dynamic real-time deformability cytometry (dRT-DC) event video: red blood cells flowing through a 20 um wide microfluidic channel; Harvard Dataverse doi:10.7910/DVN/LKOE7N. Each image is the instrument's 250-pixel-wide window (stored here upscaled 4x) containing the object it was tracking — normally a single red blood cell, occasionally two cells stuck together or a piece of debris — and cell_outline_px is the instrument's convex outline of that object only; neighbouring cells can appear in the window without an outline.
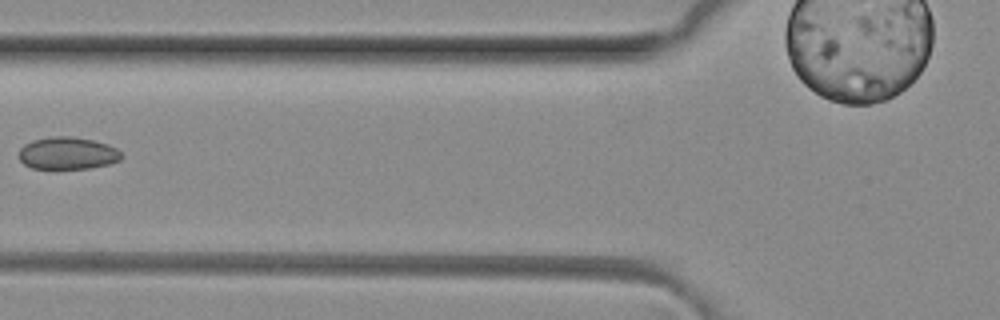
{"species": "common noctule bat (a hibernating species)", "species_latin": "Nyctalus noctula", "temperature_condition": "room temperature", "stored_images_in_passage": 5, "camera_frame_rate_fps": 3000, "um_per_image_px": 0.085, "animal": {"sex": "female", "body_mass_g": 29.2, "forearm_length_mm": 56.3}, "frame": {"image": 1, "passage_image": 4, "time_ms": 1.0, "image_size_px": [1000, 320], "cell_outline_px": [[124, 156], [120, 160], [108, 164], [88, 168], [32, 168], [24, 164], [16, 156], [20, 148], [24, 144], [32, 140], [52, 136], [72, 136], [92, 140], [108, 144], [116, 148]], "centroid_in_image_um": [5.71, 13.01], "position_along_channel_um": 120.1, "area_um2": 19.42}}
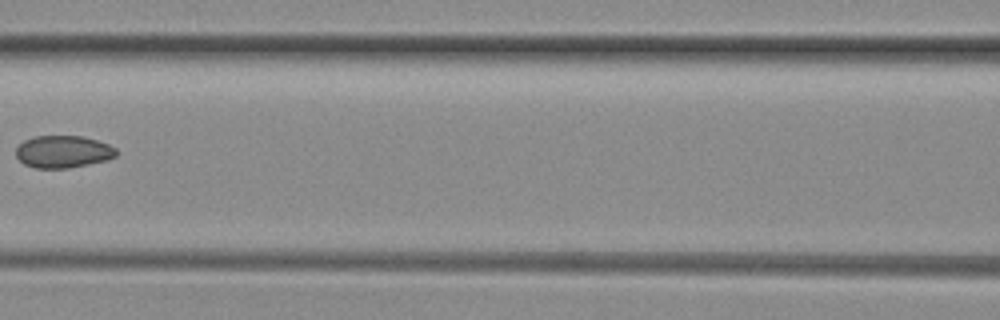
{"frame": {"image": 2, "passage_image": 5, "time_ms": 1.333, "image_size_px": [1000, 320], "cell_outline_px": [[120, 152], [116, 156], [108, 160], [68, 168], [36, 168], [24, 164], [16, 156], [16, 148], [24, 140], [36, 136], [80, 136], [96, 140], [108, 144], [116, 148]], "centroid_in_image_um": [5.39, 12.9], "position_along_channel_um": 161.2, "area_um2": 18.9}}